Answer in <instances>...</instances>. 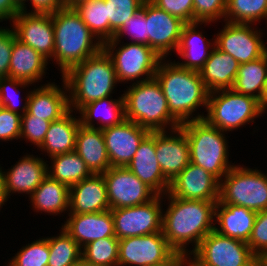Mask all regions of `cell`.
I'll use <instances>...</instances> for the list:
<instances>
[{
    "label": "cell",
    "mask_w": 267,
    "mask_h": 266,
    "mask_svg": "<svg viewBox=\"0 0 267 266\" xmlns=\"http://www.w3.org/2000/svg\"><path fill=\"white\" fill-rule=\"evenodd\" d=\"M55 46L53 62L62 76L72 66L83 62L103 49L74 8L63 7L52 13ZM60 67V68H59Z\"/></svg>",
    "instance_id": "277c9868"
},
{
    "label": "cell",
    "mask_w": 267,
    "mask_h": 266,
    "mask_svg": "<svg viewBox=\"0 0 267 266\" xmlns=\"http://www.w3.org/2000/svg\"><path fill=\"white\" fill-rule=\"evenodd\" d=\"M47 165L48 175L68 187L92 175L85 162L75 151L53 156Z\"/></svg>",
    "instance_id": "836d02e7"
},
{
    "label": "cell",
    "mask_w": 267,
    "mask_h": 266,
    "mask_svg": "<svg viewBox=\"0 0 267 266\" xmlns=\"http://www.w3.org/2000/svg\"><path fill=\"white\" fill-rule=\"evenodd\" d=\"M180 127L187 137L190 162L221 181L235 165L229 161L228 133L210 125L205 119L188 121Z\"/></svg>",
    "instance_id": "8992f818"
},
{
    "label": "cell",
    "mask_w": 267,
    "mask_h": 266,
    "mask_svg": "<svg viewBox=\"0 0 267 266\" xmlns=\"http://www.w3.org/2000/svg\"><path fill=\"white\" fill-rule=\"evenodd\" d=\"M125 89V118L150 132L168 131L180 127L171 115L160 83L154 77L132 83Z\"/></svg>",
    "instance_id": "5b68a950"
},
{
    "label": "cell",
    "mask_w": 267,
    "mask_h": 266,
    "mask_svg": "<svg viewBox=\"0 0 267 266\" xmlns=\"http://www.w3.org/2000/svg\"><path fill=\"white\" fill-rule=\"evenodd\" d=\"M130 36L131 43H140L148 46V36L145 20V0L141 9L130 19L124 21V24L115 32L113 39L123 40V36Z\"/></svg>",
    "instance_id": "b9f144b4"
},
{
    "label": "cell",
    "mask_w": 267,
    "mask_h": 266,
    "mask_svg": "<svg viewBox=\"0 0 267 266\" xmlns=\"http://www.w3.org/2000/svg\"><path fill=\"white\" fill-rule=\"evenodd\" d=\"M155 149L163 175L170 182L190 163L189 144L181 127L155 131Z\"/></svg>",
    "instance_id": "ffe728a7"
},
{
    "label": "cell",
    "mask_w": 267,
    "mask_h": 266,
    "mask_svg": "<svg viewBox=\"0 0 267 266\" xmlns=\"http://www.w3.org/2000/svg\"><path fill=\"white\" fill-rule=\"evenodd\" d=\"M50 123V121L34 117L25 112L21 118L20 141L24 139L26 143L30 142L39 149L44 141Z\"/></svg>",
    "instance_id": "7bdbcfd3"
},
{
    "label": "cell",
    "mask_w": 267,
    "mask_h": 266,
    "mask_svg": "<svg viewBox=\"0 0 267 266\" xmlns=\"http://www.w3.org/2000/svg\"><path fill=\"white\" fill-rule=\"evenodd\" d=\"M73 266H96L92 263L85 261L82 257Z\"/></svg>",
    "instance_id": "6f0895ef"
},
{
    "label": "cell",
    "mask_w": 267,
    "mask_h": 266,
    "mask_svg": "<svg viewBox=\"0 0 267 266\" xmlns=\"http://www.w3.org/2000/svg\"><path fill=\"white\" fill-rule=\"evenodd\" d=\"M42 157L34 156L27 153L20 157L10 168H2L3 174V190L5 198L9 201L13 194L28 195L30 197L35 189L41 184L48 175L47 164Z\"/></svg>",
    "instance_id": "e0dca14e"
},
{
    "label": "cell",
    "mask_w": 267,
    "mask_h": 266,
    "mask_svg": "<svg viewBox=\"0 0 267 266\" xmlns=\"http://www.w3.org/2000/svg\"><path fill=\"white\" fill-rule=\"evenodd\" d=\"M73 8L102 44L110 40V23L107 20L105 0L85 1Z\"/></svg>",
    "instance_id": "e575fe53"
},
{
    "label": "cell",
    "mask_w": 267,
    "mask_h": 266,
    "mask_svg": "<svg viewBox=\"0 0 267 266\" xmlns=\"http://www.w3.org/2000/svg\"><path fill=\"white\" fill-rule=\"evenodd\" d=\"M77 113L80 114V124L87 128L104 129L121 124L126 119L124 96L121 94L118 99L111 96L93 101Z\"/></svg>",
    "instance_id": "4dcf8cb0"
},
{
    "label": "cell",
    "mask_w": 267,
    "mask_h": 266,
    "mask_svg": "<svg viewBox=\"0 0 267 266\" xmlns=\"http://www.w3.org/2000/svg\"><path fill=\"white\" fill-rule=\"evenodd\" d=\"M224 23L222 29L213 35L218 49L240 64L256 60L265 54L264 30L253 24Z\"/></svg>",
    "instance_id": "7c38bea8"
},
{
    "label": "cell",
    "mask_w": 267,
    "mask_h": 266,
    "mask_svg": "<svg viewBox=\"0 0 267 266\" xmlns=\"http://www.w3.org/2000/svg\"><path fill=\"white\" fill-rule=\"evenodd\" d=\"M111 167H126L133 159L139 144L150 133L133 121L102 129Z\"/></svg>",
    "instance_id": "ac0fdd59"
},
{
    "label": "cell",
    "mask_w": 267,
    "mask_h": 266,
    "mask_svg": "<svg viewBox=\"0 0 267 266\" xmlns=\"http://www.w3.org/2000/svg\"><path fill=\"white\" fill-rule=\"evenodd\" d=\"M261 108H262L263 113H267L266 112L267 111V87H266L264 97L261 101Z\"/></svg>",
    "instance_id": "9f6ffc18"
},
{
    "label": "cell",
    "mask_w": 267,
    "mask_h": 266,
    "mask_svg": "<svg viewBox=\"0 0 267 266\" xmlns=\"http://www.w3.org/2000/svg\"><path fill=\"white\" fill-rule=\"evenodd\" d=\"M247 244L257 258L267 253V209L257 213Z\"/></svg>",
    "instance_id": "f6af8a7d"
},
{
    "label": "cell",
    "mask_w": 267,
    "mask_h": 266,
    "mask_svg": "<svg viewBox=\"0 0 267 266\" xmlns=\"http://www.w3.org/2000/svg\"><path fill=\"white\" fill-rule=\"evenodd\" d=\"M19 12L20 8L13 0H0V22L9 20V24H11Z\"/></svg>",
    "instance_id": "f907efd6"
},
{
    "label": "cell",
    "mask_w": 267,
    "mask_h": 266,
    "mask_svg": "<svg viewBox=\"0 0 267 266\" xmlns=\"http://www.w3.org/2000/svg\"><path fill=\"white\" fill-rule=\"evenodd\" d=\"M162 10L179 18L185 24L193 22V0H151Z\"/></svg>",
    "instance_id": "7dc6e473"
},
{
    "label": "cell",
    "mask_w": 267,
    "mask_h": 266,
    "mask_svg": "<svg viewBox=\"0 0 267 266\" xmlns=\"http://www.w3.org/2000/svg\"><path fill=\"white\" fill-rule=\"evenodd\" d=\"M267 42V41H266ZM265 56L267 57V43L265 45Z\"/></svg>",
    "instance_id": "94428289"
},
{
    "label": "cell",
    "mask_w": 267,
    "mask_h": 266,
    "mask_svg": "<svg viewBox=\"0 0 267 266\" xmlns=\"http://www.w3.org/2000/svg\"><path fill=\"white\" fill-rule=\"evenodd\" d=\"M170 59L160 60L154 77L160 83L171 115L180 124L204 119L198 110L200 107L207 110L209 92L199 71L182 68Z\"/></svg>",
    "instance_id": "7a4b0ae2"
},
{
    "label": "cell",
    "mask_w": 267,
    "mask_h": 266,
    "mask_svg": "<svg viewBox=\"0 0 267 266\" xmlns=\"http://www.w3.org/2000/svg\"><path fill=\"white\" fill-rule=\"evenodd\" d=\"M227 0H193V22H224Z\"/></svg>",
    "instance_id": "ee69618b"
},
{
    "label": "cell",
    "mask_w": 267,
    "mask_h": 266,
    "mask_svg": "<svg viewBox=\"0 0 267 266\" xmlns=\"http://www.w3.org/2000/svg\"><path fill=\"white\" fill-rule=\"evenodd\" d=\"M91 0H65L66 7L73 8L76 4Z\"/></svg>",
    "instance_id": "11a10c76"
},
{
    "label": "cell",
    "mask_w": 267,
    "mask_h": 266,
    "mask_svg": "<svg viewBox=\"0 0 267 266\" xmlns=\"http://www.w3.org/2000/svg\"><path fill=\"white\" fill-rule=\"evenodd\" d=\"M203 24L206 27L208 24L211 25V22L197 21L184 24L176 50V55L182 58V62H176L180 67L200 71L215 47V38L206 39L205 33L199 30Z\"/></svg>",
    "instance_id": "cb8c5ba5"
},
{
    "label": "cell",
    "mask_w": 267,
    "mask_h": 266,
    "mask_svg": "<svg viewBox=\"0 0 267 266\" xmlns=\"http://www.w3.org/2000/svg\"><path fill=\"white\" fill-rule=\"evenodd\" d=\"M67 215L62 227L81 248L97 239L115 237L111 210Z\"/></svg>",
    "instance_id": "603a6c76"
},
{
    "label": "cell",
    "mask_w": 267,
    "mask_h": 266,
    "mask_svg": "<svg viewBox=\"0 0 267 266\" xmlns=\"http://www.w3.org/2000/svg\"><path fill=\"white\" fill-rule=\"evenodd\" d=\"M126 167L157 195L163 196L168 192L170 181L163 175L156 157L155 132H150L142 140Z\"/></svg>",
    "instance_id": "7402d4cb"
},
{
    "label": "cell",
    "mask_w": 267,
    "mask_h": 266,
    "mask_svg": "<svg viewBox=\"0 0 267 266\" xmlns=\"http://www.w3.org/2000/svg\"><path fill=\"white\" fill-rule=\"evenodd\" d=\"M26 0H13V2L20 8L23 4H25Z\"/></svg>",
    "instance_id": "91938a15"
},
{
    "label": "cell",
    "mask_w": 267,
    "mask_h": 266,
    "mask_svg": "<svg viewBox=\"0 0 267 266\" xmlns=\"http://www.w3.org/2000/svg\"><path fill=\"white\" fill-rule=\"evenodd\" d=\"M61 80L62 88L55 82L34 86L28 97L27 113L50 122L64 116L70 108L67 85Z\"/></svg>",
    "instance_id": "44dd1931"
},
{
    "label": "cell",
    "mask_w": 267,
    "mask_h": 266,
    "mask_svg": "<svg viewBox=\"0 0 267 266\" xmlns=\"http://www.w3.org/2000/svg\"><path fill=\"white\" fill-rule=\"evenodd\" d=\"M219 201L254 212L267 209V172L234 165L220 181Z\"/></svg>",
    "instance_id": "ba28073f"
},
{
    "label": "cell",
    "mask_w": 267,
    "mask_h": 266,
    "mask_svg": "<svg viewBox=\"0 0 267 266\" xmlns=\"http://www.w3.org/2000/svg\"><path fill=\"white\" fill-rule=\"evenodd\" d=\"M168 193L180 199L219 201L220 181L190 162L170 182Z\"/></svg>",
    "instance_id": "d6986e66"
},
{
    "label": "cell",
    "mask_w": 267,
    "mask_h": 266,
    "mask_svg": "<svg viewBox=\"0 0 267 266\" xmlns=\"http://www.w3.org/2000/svg\"><path fill=\"white\" fill-rule=\"evenodd\" d=\"M190 255L184 252H175L171 257L162 263L154 266H188Z\"/></svg>",
    "instance_id": "816d5d0a"
},
{
    "label": "cell",
    "mask_w": 267,
    "mask_h": 266,
    "mask_svg": "<svg viewBox=\"0 0 267 266\" xmlns=\"http://www.w3.org/2000/svg\"><path fill=\"white\" fill-rule=\"evenodd\" d=\"M22 115L0 107V141L20 139Z\"/></svg>",
    "instance_id": "bcb514c9"
},
{
    "label": "cell",
    "mask_w": 267,
    "mask_h": 266,
    "mask_svg": "<svg viewBox=\"0 0 267 266\" xmlns=\"http://www.w3.org/2000/svg\"><path fill=\"white\" fill-rule=\"evenodd\" d=\"M103 49L113 61L120 84L139 83L154 78L162 59L149 46L130 41L124 43L112 39L103 44Z\"/></svg>",
    "instance_id": "9c48e42d"
},
{
    "label": "cell",
    "mask_w": 267,
    "mask_h": 266,
    "mask_svg": "<svg viewBox=\"0 0 267 266\" xmlns=\"http://www.w3.org/2000/svg\"><path fill=\"white\" fill-rule=\"evenodd\" d=\"M257 212L243 206L223 204L215 206L214 230L226 237L248 242Z\"/></svg>",
    "instance_id": "484cf974"
},
{
    "label": "cell",
    "mask_w": 267,
    "mask_h": 266,
    "mask_svg": "<svg viewBox=\"0 0 267 266\" xmlns=\"http://www.w3.org/2000/svg\"><path fill=\"white\" fill-rule=\"evenodd\" d=\"M267 22V0H227L224 22L256 25Z\"/></svg>",
    "instance_id": "d590c367"
},
{
    "label": "cell",
    "mask_w": 267,
    "mask_h": 266,
    "mask_svg": "<svg viewBox=\"0 0 267 266\" xmlns=\"http://www.w3.org/2000/svg\"><path fill=\"white\" fill-rule=\"evenodd\" d=\"M30 1V2H29ZM26 2L31 3L32 10H28ZM66 7L65 0H26L20 7V11L27 13H53L56 10ZM28 10V11H27Z\"/></svg>",
    "instance_id": "681fc988"
},
{
    "label": "cell",
    "mask_w": 267,
    "mask_h": 266,
    "mask_svg": "<svg viewBox=\"0 0 267 266\" xmlns=\"http://www.w3.org/2000/svg\"><path fill=\"white\" fill-rule=\"evenodd\" d=\"M188 266H203L201 265L191 254L189 257V263Z\"/></svg>",
    "instance_id": "680465c9"
},
{
    "label": "cell",
    "mask_w": 267,
    "mask_h": 266,
    "mask_svg": "<svg viewBox=\"0 0 267 266\" xmlns=\"http://www.w3.org/2000/svg\"><path fill=\"white\" fill-rule=\"evenodd\" d=\"M119 240L106 237L91 241L82 247V258L96 266H118Z\"/></svg>",
    "instance_id": "74e56055"
},
{
    "label": "cell",
    "mask_w": 267,
    "mask_h": 266,
    "mask_svg": "<svg viewBox=\"0 0 267 266\" xmlns=\"http://www.w3.org/2000/svg\"><path fill=\"white\" fill-rule=\"evenodd\" d=\"M61 77L67 85L69 108L75 112L88 103L111 97L119 84L113 61L104 49L72 66Z\"/></svg>",
    "instance_id": "3957f363"
},
{
    "label": "cell",
    "mask_w": 267,
    "mask_h": 266,
    "mask_svg": "<svg viewBox=\"0 0 267 266\" xmlns=\"http://www.w3.org/2000/svg\"><path fill=\"white\" fill-rule=\"evenodd\" d=\"M31 85V83H27L11 77L0 78V107L23 115L25 112H27V102L30 94V89H27L29 91H26L27 93L25 95V98L20 97L19 92L21 93L20 90L22 88L25 89ZM20 100H23L24 103L20 104Z\"/></svg>",
    "instance_id": "ab89813d"
},
{
    "label": "cell",
    "mask_w": 267,
    "mask_h": 266,
    "mask_svg": "<svg viewBox=\"0 0 267 266\" xmlns=\"http://www.w3.org/2000/svg\"><path fill=\"white\" fill-rule=\"evenodd\" d=\"M59 234L49 237L47 266H73L82 256V248L61 226Z\"/></svg>",
    "instance_id": "8d00e7d4"
},
{
    "label": "cell",
    "mask_w": 267,
    "mask_h": 266,
    "mask_svg": "<svg viewBox=\"0 0 267 266\" xmlns=\"http://www.w3.org/2000/svg\"><path fill=\"white\" fill-rule=\"evenodd\" d=\"M240 63L216 46L199 73L208 92L232 89Z\"/></svg>",
    "instance_id": "83f0119b"
},
{
    "label": "cell",
    "mask_w": 267,
    "mask_h": 266,
    "mask_svg": "<svg viewBox=\"0 0 267 266\" xmlns=\"http://www.w3.org/2000/svg\"><path fill=\"white\" fill-rule=\"evenodd\" d=\"M76 114L78 113L69 110L60 119L50 123L44 141L39 148L41 152L47 154L48 159L75 151L76 134L81 125L80 118Z\"/></svg>",
    "instance_id": "f546056e"
},
{
    "label": "cell",
    "mask_w": 267,
    "mask_h": 266,
    "mask_svg": "<svg viewBox=\"0 0 267 266\" xmlns=\"http://www.w3.org/2000/svg\"><path fill=\"white\" fill-rule=\"evenodd\" d=\"M204 112H207L204 119L210 125L227 133L255 123L254 120L264 114L259 100L237 93L233 89L210 92L207 110Z\"/></svg>",
    "instance_id": "52a82bcc"
},
{
    "label": "cell",
    "mask_w": 267,
    "mask_h": 266,
    "mask_svg": "<svg viewBox=\"0 0 267 266\" xmlns=\"http://www.w3.org/2000/svg\"><path fill=\"white\" fill-rule=\"evenodd\" d=\"M50 62L32 47L15 39L11 51L9 77L18 79L34 86L45 79L47 65Z\"/></svg>",
    "instance_id": "4316f807"
},
{
    "label": "cell",
    "mask_w": 267,
    "mask_h": 266,
    "mask_svg": "<svg viewBox=\"0 0 267 266\" xmlns=\"http://www.w3.org/2000/svg\"><path fill=\"white\" fill-rule=\"evenodd\" d=\"M103 176L110 209L142 205L157 196L127 167H110Z\"/></svg>",
    "instance_id": "4fadbf2b"
},
{
    "label": "cell",
    "mask_w": 267,
    "mask_h": 266,
    "mask_svg": "<svg viewBox=\"0 0 267 266\" xmlns=\"http://www.w3.org/2000/svg\"><path fill=\"white\" fill-rule=\"evenodd\" d=\"M75 152L92 174H103L111 167L102 129L80 125L76 134Z\"/></svg>",
    "instance_id": "f1b7e54d"
},
{
    "label": "cell",
    "mask_w": 267,
    "mask_h": 266,
    "mask_svg": "<svg viewBox=\"0 0 267 266\" xmlns=\"http://www.w3.org/2000/svg\"><path fill=\"white\" fill-rule=\"evenodd\" d=\"M163 202V196L157 195L142 205L110 209L115 237L119 240L161 232Z\"/></svg>",
    "instance_id": "8fae6325"
},
{
    "label": "cell",
    "mask_w": 267,
    "mask_h": 266,
    "mask_svg": "<svg viewBox=\"0 0 267 266\" xmlns=\"http://www.w3.org/2000/svg\"><path fill=\"white\" fill-rule=\"evenodd\" d=\"M110 210L103 174L90 177L70 187L67 214L96 213Z\"/></svg>",
    "instance_id": "d4e9b609"
},
{
    "label": "cell",
    "mask_w": 267,
    "mask_h": 266,
    "mask_svg": "<svg viewBox=\"0 0 267 266\" xmlns=\"http://www.w3.org/2000/svg\"><path fill=\"white\" fill-rule=\"evenodd\" d=\"M145 20L148 46L161 58H170L176 52L184 22L145 0Z\"/></svg>",
    "instance_id": "9a60e30c"
},
{
    "label": "cell",
    "mask_w": 267,
    "mask_h": 266,
    "mask_svg": "<svg viewBox=\"0 0 267 266\" xmlns=\"http://www.w3.org/2000/svg\"><path fill=\"white\" fill-rule=\"evenodd\" d=\"M257 266H267V253L262 254L257 258Z\"/></svg>",
    "instance_id": "db71d44e"
},
{
    "label": "cell",
    "mask_w": 267,
    "mask_h": 266,
    "mask_svg": "<svg viewBox=\"0 0 267 266\" xmlns=\"http://www.w3.org/2000/svg\"><path fill=\"white\" fill-rule=\"evenodd\" d=\"M175 252L162 232L119 239L118 266H154Z\"/></svg>",
    "instance_id": "5bb4252c"
},
{
    "label": "cell",
    "mask_w": 267,
    "mask_h": 266,
    "mask_svg": "<svg viewBox=\"0 0 267 266\" xmlns=\"http://www.w3.org/2000/svg\"><path fill=\"white\" fill-rule=\"evenodd\" d=\"M191 255L203 266H257V257L247 242L208 233Z\"/></svg>",
    "instance_id": "30bf717a"
},
{
    "label": "cell",
    "mask_w": 267,
    "mask_h": 266,
    "mask_svg": "<svg viewBox=\"0 0 267 266\" xmlns=\"http://www.w3.org/2000/svg\"><path fill=\"white\" fill-rule=\"evenodd\" d=\"M49 259V236L36 239L22 246L7 266H47Z\"/></svg>",
    "instance_id": "f35d334b"
},
{
    "label": "cell",
    "mask_w": 267,
    "mask_h": 266,
    "mask_svg": "<svg viewBox=\"0 0 267 266\" xmlns=\"http://www.w3.org/2000/svg\"><path fill=\"white\" fill-rule=\"evenodd\" d=\"M11 23L17 40L32 47L48 61H53L55 36L52 13L20 11Z\"/></svg>",
    "instance_id": "2e32d148"
},
{
    "label": "cell",
    "mask_w": 267,
    "mask_h": 266,
    "mask_svg": "<svg viewBox=\"0 0 267 266\" xmlns=\"http://www.w3.org/2000/svg\"><path fill=\"white\" fill-rule=\"evenodd\" d=\"M267 87V57L240 64L232 89L262 101Z\"/></svg>",
    "instance_id": "d6a6232c"
},
{
    "label": "cell",
    "mask_w": 267,
    "mask_h": 266,
    "mask_svg": "<svg viewBox=\"0 0 267 266\" xmlns=\"http://www.w3.org/2000/svg\"><path fill=\"white\" fill-rule=\"evenodd\" d=\"M70 187L47 175L28 198L36 213L60 215L69 212Z\"/></svg>",
    "instance_id": "1f68e13d"
},
{
    "label": "cell",
    "mask_w": 267,
    "mask_h": 266,
    "mask_svg": "<svg viewBox=\"0 0 267 266\" xmlns=\"http://www.w3.org/2000/svg\"><path fill=\"white\" fill-rule=\"evenodd\" d=\"M163 197L168 205L163 208L161 232L176 252L190 255L202 239L214 230L218 201L180 199L168 192ZM189 244L192 249L187 248Z\"/></svg>",
    "instance_id": "6da1fadb"
},
{
    "label": "cell",
    "mask_w": 267,
    "mask_h": 266,
    "mask_svg": "<svg viewBox=\"0 0 267 266\" xmlns=\"http://www.w3.org/2000/svg\"><path fill=\"white\" fill-rule=\"evenodd\" d=\"M107 6V20L110 23V40L113 39L115 32L136 14L144 0H105Z\"/></svg>",
    "instance_id": "60d3db41"
},
{
    "label": "cell",
    "mask_w": 267,
    "mask_h": 266,
    "mask_svg": "<svg viewBox=\"0 0 267 266\" xmlns=\"http://www.w3.org/2000/svg\"><path fill=\"white\" fill-rule=\"evenodd\" d=\"M15 39L16 35L11 26H0V78L9 77L11 51Z\"/></svg>",
    "instance_id": "c3c4849f"
},
{
    "label": "cell",
    "mask_w": 267,
    "mask_h": 266,
    "mask_svg": "<svg viewBox=\"0 0 267 266\" xmlns=\"http://www.w3.org/2000/svg\"><path fill=\"white\" fill-rule=\"evenodd\" d=\"M2 164H0V211L5 206L7 199L5 198L4 190H3V174H2Z\"/></svg>",
    "instance_id": "f5cc1de1"
}]
</instances>
